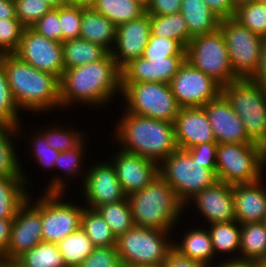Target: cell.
I'll return each instance as SVG.
<instances>
[{
    "instance_id": "a7ac6f4b",
    "label": "cell",
    "mask_w": 266,
    "mask_h": 267,
    "mask_svg": "<svg viewBox=\"0 0 266 267\" xmlns=\"http://www.w3.org/2000/svg\"><path fill=\"white\" fill-rule=\"evenodd\" d=\"M259 267H266V265L259 263Z\"/></svg>"
},
{
    "instance_id": "9a60e30c",
    "label": "cell",
    "mask_w": 266,
    "mask_h": 267,
    "mask_svg": "<svg viewBox=\"0 0 266 267\" xmlns=\"http://www.w3.org/2000/svg\"><path fill=\"white\" fill-rule=\"evenodd\" d=\"M34 192L30 193L27 201L17 211L13 220L7 252L1 258L2 260L17 259L25 251L30 250L43 241L41 193L38 191L36 197Z\"/></svg>"
},
{
    "instance_id": "f5cc1de1",
    "label": "cell",
    "mask_w": 266,
    "mask_h": 267,
    "mask_svg": "<svg viewBox=\"0 0 266 267\" xmlns=\"http://www.w3.org/2000/svg\"><path fill=\"white\" fill-rule=\"evenodd\" d=\"M206 5L221 19L233 18L235 8L230 0H203Z\"/></svg>"
},
{
    "instance_id": "52a82bcc",
    "label": "cell",
    "mask_w": 266,
    "mask_h": 267,
    "mask_svg": "<svg viewBox=\"0 0 266 267\" xmlns=\"http://www.w3.org/2000/svg\"><path fill=\"white\" fill-rule=\"evenodd\" d=\"M173 233L134 226L116 238L123 267H160L173 248Z\"/></svg>"
},
{
    "instance_id": "d4e9b609",
    "label": "cell",
    "mask_w": 266,
    "mask_h": 267,
    "mask_svg": "<svg viewBox=\"0 0 266 267\" xmlns=\"http://www.w3.org/2000/svg\"><path fill=\"white\" fill-rule=\"evenodd\" d=\"M181 237H179V232L177 235L173 233V248L176 249L180 254L189 257L190 259L200 262L206 267H214L218 262L215 258L212 241L208 231L207 226H197L191 227L189 224ZM191 227V229H190ZM177 238V239H176Z\"/></svg>"
},
{
    "instance_id": "4dcf8cb0",
    "label": "cell",
    "mask_w": 266,
    "mask_h": 267,
    "mask_svg": "<svg viewBox=\"0 0 266 267\" xmlns=\"http://www.w3.org/2000/svg\"><path fill=\"white\" fill-rule=\"evenodd\" d=\"M30 193L23 177L0 176V218L14 219Z\"/></svg>"
},
{
    "instance_id": "8fae6325",
    "label": "cell",
    "mask_w": 266,
    "mask_h": 267,
    "mask_svg": "<svg viewBox=\"0 0 266 267\" xmlns=\"http://www.w3.org/2000/svg\"><path fill=\"white\" fill-rule=\"evenodd\" d=\"M71 195L74 196L72 193H41L43 241L57 244L67 235L81 228L85 206L80 199L78 201V198L75 202Z\"/></svg>"
},
{
    "instance_id": "be15d7a7",
    "label": "cell",
    "mask_w": 266,
    "mask_h": 267,
    "mask_svg": "<svg viewBox=\"0 0 266 267\" xmlns=\"http://www.w3.org/2000/svg\"><path fill=\"white\" fill-rule=\"evenodd\" d=\"M137 2H139L142 6H144L145 8H147V6L150 4L151 0H135Z\"/></svg>"
},
{
    "instance_id": "9c48e42d",
    "label": "cell",
    "mask_w": 266,
    "mask_h": 267,
    "mask_svg": "<svg viewBox=\"0 0 266 267\" xmlns=\"http://www.w3.org/2000/svg\"><path fill=\"white\" fill-rule=\"evenodd\" d=\"M159 175L175 190L183 204L218 181L211 169L179 148L159 164Z\"/></svg>"
},
{
    "instance_id": "4fadbf2b",
    "label": "cell",
    "mask_w": 266,
    "mask_h": 267,
    "mask_svg": "<svg viewBox=\"0 0 266 267\" xmlns=\"http://www.w3.org/2000/svg\"><path fill=\"white\" fill-rule=\"evenodd\" d=\"M102 158L103 160L97 159L94 162L88 160L89 165L80 187V196H77L82 197L80 201L82 203L84 201L83 205L90 209H96L107 203H115L127 197L116 176L115 168L105 156Z\"/></svg>"
},
{
    "instance_id": "d6986e66",
    "label": "cell",
    "mask_w": 266,
    "mask_h": 267,
    "mask_svg": "<svg viewBox=\"0 0 266 267\" xmlns=\"http://www.w3.org/2000/svg\"><path fill=\"white\" fill-rule=\"evenodd\" d=\"M89 135L91 134L88 133L87 137H85L76 147L59 153L54 166L55 174H51L53 176L46 180L47 185L45 184V187L43 186L40 192L70 193V188H72L74 184L76 185L78 183L77 180L79 179L80 182L78 184L81 183L79 187L82 186L88 169L86 165H89L86 159V155H89V151H87V149H89L87 142L89 141ZM85 146H87V148ZM84 159L86 160L87 164ZM72 182L73 185H71Z\"/></svg>"
},
{
    "instance_id": "6125c7cd",
    "label": "cell",
    "mask_w": 266,
    "mask_h": 267,
    "mask_svg": "<svg viewBox=\"0 0 266 267\" xmlns=\"http://www.w3.org/2000/svg\"><path fill=\"white\" fill-rule=\"evenodd\" d=\"M230 2L232 3V6L236 9L237 7L243 4L254 2V0H230Z\"/></svg>"
},
{
    "instance_id": "7a4b0ae2",
    "label": "cell",
    "mask_w": 266,
    "mask_h": 267,
    "mask_svg": "<svg viewBox=\"0 0 266 267\" xmlns=\"http://www.w3.org/2000/svg\"><path fill=\"white\" fill-rule=\"evenodd\" d=\"M122 110L121 115L118 114V121H114L115 127L110 130L113 132L109 133L111 145L117 146L118 143L121 150L146 157L158 164L178 149L173 122Z\"/></svg>"
},
{
    "instance_id": "db71d44e",
    "label": "cell",
    "mask_w": 266,
    "mask_h": 267,
    "mask_svg": "<svg viewBox=\"0 0 266 267\" xmlns=\"http://www.w3.org/2000/svg\"><path fill=\"white\" fill-rule=\"evenodd\" d=\"M250 80L260 83L264 88H266V38H263V42L261 45V52L257 65V71L250 78Z\"/></svg>"
},
{
    "instance_id": "603a6c76",
    "label": "cell",
    "mask_w": 266,
    "mask_h": 267,
    "mask_svg": "<svg viewBox=\"0 0 266 267\" xmlns=\"http://www.w3.org/2000/svg\"><path fill=\"white\" fill-rule=\"evenodd\" d=\"M186 57L131 60L122 69V83L161 82L169 84Z\"/></svg>"
},
{
    "instance_id": "44dd1931",
    "label": "cell",
    "mask_w": 266,
    "mask_h": 267,
    "mask_svg": "<svg viewBox=\"0 0 266 267\" xmlns=\"http://www.w3.org/2000/svg\"><path fill=\"white\" fill-rule=\"evenodd\" d=\"M203 108L218 144L252 143L246 135L243 123L222 93Z\"/></svg>"
},
{
    "instance_id": "5b68a950",
    "label": "cell",
    "mask_w": 266,
    "mask_h": 267,
    "mask_svg": "<svg viewBox=\"0 0 266 267\" xmlns=\"http://www.w3.org/2000/svg\"><path fill=\"white\" fill-rule=\"evenodd\" d=\"M222 94L243 123L252 143L266 150V88L250 79L222 86Z\"/></svg>"
},
{
    "instance_id": "f35d334b",
    "label": "cell",
    "mask_w": 266,
    "mask_h": 267,
    "mask_svg": "<svg viewBox=\"0 0 266 267\" xmlns=\"http://www.w3.org/2000/svg\"><path fill=\"white\" fill-rule=\"evenodd\" d=\"M96 210L109 225L116 238L135 226L127 197L115 203L103 204Z\"/></svg>"
},
{
    "instance_id": "8d00e7d4",
    "label": "cell",
    "mask_w": 266,
    "mask_h": 267,
    "mask_svg": "<svg viewBox=\"0 0 266 267\" xmlns=\"http://www.w3.org/2000/svg\"><path fill=\"white\" fill-rule=\"evenodd\" d=\"M57 244L66 267H77L95 248L82 228L67 235Z\"/></svg>"
},
{
    "instance_id": "11a10c76",
    "label": "cell",
    "mask_w": 266,
    "mask_h": 267,
    "mask_svg": "<svg viewBox=\"0 0 266 267\" xmlns=\"http://www.w3.org/2000/svg\"><path fill=\"white\" fill-rule=\"evenodd\" d=\"M14 219H1L0 218V257L2 258L6 252L10 242Z\"/></svg>"
},
{
    "instance_id": "cb8c5ba5",
    "label": "cell",
    "mask_w": 266,
    "mask_h": 267,
    "mask_svg": "<svg viewBox=\"0 0 266 267\" xmlns=\"http://www.w3.org/2000/svg\"><path fill=\"white\" fill-rule=\"evenodd\" d=\"M265 182V183H264ZM236 221L263 222L266 215V177L253 183L232 185Z\"/></svg>"
},
{
    "instance_id": "680465c9",
    "label": "cell",
    "mask_w": 266,
    "mask_h": 267,
    "mask_svg": "<svg viewBox=\"0 0 266 267\" xmlns=\"http://www.w3.org/2000/svg\"><path fill=\"white\" fill-rule=\"evenodd\" d=\"M4 267H28L24 265L18 258L10 260H2Z\"/></svg>"
},
{
    "instance_id": "2644e50d",
    "label": "cell",
    "mask_w": 266,
    "mask_h": 267,
    "mask_svg": "<svg viewBox=\"0 0 266 267\" xmlns=\"http://www.w3.org/2000/svg\"><path fill=\"white\" fill-rule=\"evenodd\" d=\"M135 267H152V266H135Z\"/></svg>"
},
{
    "instance_id": "9f6ffc18",
    "label": "cell",
    "mask_w": 266,
    "mask_h": 267,
    "mask_svg": "<svg viewBox=\"0 0 266 267\" xmlns=\"http://www.w3.org/2000/svg\"><path fill=\"white\" fill-rule=\"evenodd\" d=\"M17 18L14 0H0V19Z\"/></svg>"
},
{
    "instance_id": "8992f818",
    "label": "cell",
    "mask_w": 266,
    "mask_h": 267,
    "mask_svg": "<svg viewBox=\"0 0 266 267\" xmlns=\"http://www.w3.org/2000/svg\"><path fill=\"white\" fill-rule=\"evenodd\" d=\"M216 176L230 185L260 180L266 176V150L255 143L218 144Z\"/></svg>"
},
{
    "instance_id": "7402d4cb",
    "label": "cell",
    "mask_w": 266,
    "mask_h": 267,
    "mask_svg": "<svg viewBox=\"0 0 266 267\" xmlns=\"http://www.w3.org/2000/svg\"><path fill=\"white\" fill-rule=\"evenodd\" d=\"M173 124L179 149L187 150L201 143L216 142L203 107L180 108Z\"/></svg>"
},
{
    "instance_id": "f907efd6",
    "label": "cell",
    "mask_w": 266,
    "mask_h": 267,
    "mask_svg": "<svg viewBox=\"0 0 266 267\" xmlns=\"http://www.w3.org/2000/svg\"><path fill=\"white\" fill-rule=\"evenodd\" d=\"M182 0H151L146 8L149 15H172L181 11Z\"/></svg>"
},
{
    "instance_id": "1f68e13d",
    "label": "cell",
    "mask_w": 266,
    "mask_h": 267,
    "mask_svg": "<svg viewBox=\"0 0 266 267\" xmlns=\"http://www.w3.org/2000/svg\"><path fill=\"white\" fill-rule=\"evenodd\" d=\"M108 51L101 45L91 43L83 38L62 42V56L65 70L102 59Z\"/></svg>"
},
{
    "instance_id": "30bf717a",
    "label": "cell",
    "mask_w": 266,
    "mask_h": 267,
    "mask_svg": "<svg viewBox=\"0 0 266 267\" xmlns=\"http://www.w3.org/2000/svg\"><path fill=\"white\" fill-rule=\"evenodd\" d=\"M186 60L221 86L238 80L220 29L192 38L186 48Z\"/></svg>"
},
{
    "instance_id": "89a4df30",
    "label": "cell",
    "mask_w": 266,
    "mask_h": 267,
    "mask_svg": "<svg viewBox=\"0 0 266 267\" xmlns=\"http://www.w3.org/2000/svg\"><path fill=\"white\" fill-rule=\"evenodd\" d=\"M255 2H262V1H266V0H254Z\"/></svg>"
},
{
    "instance_id": "d6a6232c",
    "label": "cell",
    "mask_w": 266,
    "mask_h": 267,
    "mask_svg": "<svg viewBox=\"0 0 266 267\" xmlns=\"http://www.w3.org/2000/svg\"><path fill=\"white\" fill-rule=\"evenodd\" d=\"M63 124V122H53L48 125L46 123L45 127L43 125L32 126H34V128H36L45 137L48 145L58 152H64L76 147L88 135L87 133L90 132H86L87 128L85 127L83 130H79V128L76 129L73 125L71 127L67 126V122L64 124L66 126Z\"/></svg>"
},
{
    "instance_id": "7dc6e473",
    "label": "cell",
    "mask_w": 266,
    "mask_h": 267,
    "mask_svg": "<svg viewBox=\"0 0 266 267\" xmlns=\"http://www.w3.org/2000/svg\"><path fill=\"white\" fill-rule=\"evenodd\" d=\"M30 28L47 39L62 43V29L59 22V7L51 8Z\"/></svg>"
},
{
    "instance_id": "f546056e",
    "label": "cell",
    "mask_w": 266,
    "mask_h": 267,
    "mask_svg": "<svg viewBox=\"0 0 266 267\" xmlns=\"http://www.w3.org/2000/svg\"><path fill=\"white\" fill-rule=\"evenodd\" d=\"M24 122H21L17 127H18V136L20 138L19 141H21L23 138V141L25 140L24 143H28V154L30 160H32V164L37 163V167L40 168L41 172H49V174L54 173V166H55V162L56 159L58 158V155L60 152L54 150L53 148H51L45 137L34 127L29 129H26L24 131L25 128H27ZM22 129V130H21ZM32 129V130H31ZM27 130H30L27 132ZM33 131V132H32ZM26 132V133H25ZM31 132V133H30ZM28 133V134H27ZM26 136H25V135ZM24 135V136H23ZM28 135V137H27ZM28 139V140H27ZM31 147V148H30ZM52 172V173H50Z\"/></svg>"
},
{
    "instance_id": "3957f363",
    "label": "cell",
    "mask_w": 266,
    "mask_h": 267,
    "mask_svg": "<svg viewBox=\"0 0 266 267\" xmlns=\"http://www.w3.org/2000/svg\"><path fill=\"white\" fill-rule=\"evenodd\" d=\"M0 59L15 102L22 113H34L35 117L39 115L40 119L42 114L48 116L53 111V116L54 110H61L58 77L38 70L13 53L1 54Z\"/></svg>"
},
{
    "instance_id": "7bdbcfd3",
    "label": "cell",
    "mask_w": 266,
    "mask_h": 267,
    "mask_svg": "<svg viewBox=\"0 0 266 267\" xmlns=\"http://www.w3.org/2000/svg\"><path fill=\"white\" fill-rule=\"evenodd\" d=\"M142 57L145 59L186 57V48L179 41L151 34Z\"/></svg>"
},
{
    "instance_id": "94428289",
    "label": "cell",
    "mask_w": 266,
    "mask_h": 267,
    "mask_svg": "<svg viewBox=\"0 0 266 267\" xmlns=\"http://www.w3.org/2000/svg\"><path fill=\"white\" fill-rule=\"evenodd\" d=\"M42 1L50 5L52 8H58L70 4L69 0H42Z\"/></svg>"
},
{
    "instance_id": "b9f144b4",
    "label": "cell",
    "mask_w": 266,
    "mask_h": 267,
    "mask_svg": "<svg viewBox=\"0 0 266 267\" xmlns=\"http://www.w3.org/2000/svg\"><path fill=\"white\" fill-rule=\"evenodd\" d=\"M13 97L2 60L0 59V124L18 126L22 120L23 113Z\"/></svg>"
},
{
    "instance_id": "c3c4849f",
    "label": "cell",
    "mask_w": 266,
    "mask_h": 267,
    "mask_svg": "<svg viewBox=\"0 0 266 267\" xmlns=\"http://www.w3.org/2000/svg\"><path fill=\"white\" fill-rule=\"evenodd\" d=\"M77 267H123L116 246L95 247Z\"/></svg>"
},
{
    "instance_id": "83f0119b",
    "label": "cell",
    "mask_w": 266,
    "mask_h": 267,
    "mask_svg": "<svg viewBox=\"0 0 266 267\" xmlns=\"http://www.w3.org/2000/svg\"><path fill=\"white\" fill-rule=\"evenodd\" d=\"M207 226L215 258L219 261L240 259L241 225L235 220Z\"/></svg>"
},
{
    "instance_id": "ac0fdd59",
    "label": "cell",
    "mask_w": 266,
    "mask_h": 267,
    "mask_svg": "<svg viewBox=\"0 0 266 267\" xmlns=\"http://www.w3.org/2000/svg\"><path fill=\"white\" fill-rule=\"evenodd\" d=\"M108 160L115 168L116 176L126 196L143 190L159 175V164L115 147Z\"/></svg>"
},
{
    "instance_id": "d590c367",
    "label": "cell",
    "mask_w": 266,
    "mask_h": 267,
    "mask_svg": "<svg viewBox=\"0 0 266 267\" xmlns=\"http://www.w3.org/2000/svg\"><path fill=\"white\" fill-rule=\"evenodd\" d=\"M151 34L179 41L185 48L190 42L187 23L181 12L172 15H150Z\"/></svg>"
},
{
    "instance_id": "f1b7e54d",
    "label": "cell",
    "mask_w": 266,
    "mask_h": 267,
    "mask_svg": "<svg viewBox=\"0 0 266 267\" xmlns=\"http://www.w3.org/2000/svg\"><path fill=\"white\" fill-rule=\"evenodd\" d=\"M187 23L190 41L196 36L212 33L219 29V18L203 0H182L180 11Z\"/></svg>"
},
{
    "instance_id": "277c9868",
    "label": "cell",
    "mask_w": 266,
    "mask_h": 267,
    "mask_svg": "<svg viewBox=\"0 0 266 267\" xmlns=\"http://www.w3.org/2000/svg\"><path fill=\"white\" fill-rule=\"evenodd\" d=\"M135 226L174 232L182 223L184 204L158 175L143 190L127 196ZM184 215V216H183ZM180 220V221H179Z\"/></svg>"
},
{
    "instance_id": "03108f58",
    "label": "cell",
    "mask_w": 266,
    "mask_h": 267,
    "mask_svg": "<svg viewBox=\"0 0 266 267\" xmlns=\"http://www.w3.org/2000/svg\"><path fill=\"white\" fill-rule=\"evenodd\" d=\"M261 264L266 265V256H265L264 259L262 260Z\"/></svg>"
},
{
    "instance_id": "836d02e7",
    "label": "cell",
    "mask_w": 266,
    "mask_h": 267,
    "mask_svg": "<svg viewBox=\"0 0 266 267\" xmlns=\"http://www.w3.org/2000/svg\"><path fill=\"white\" fill-rule=\"evenodd\" d=\"M266 256V228L263 222L241 224L240 259L261 263Z\"/></svg>"
},
{
    "instance_id": "7c38bea8",
    "label": "cell",
    "mask_w": 266,
    "mask_h": 267,
    "mask_svg": "<svg viewBox=\"0 0 266 267\" xmlns=\"http://www.w3.org/2000/svg\"><path fill=\"white\" fill-rule=\"evenodd\" d=\"M222 32L233 72L238 79H250L257 71L263 38L235 19H221Z\"/></svg>"
},
{
    "instance_id": "003e7915",
    "label": "cell",
    "mask_w": 266,
    "mask_h": 267,
    "mask_svg": "<svg viewBox=\"0 0 266 267\" xmlns=\"http://www.w3.org/2000/svg\"><path fill=\"white\" fill-rule=\"evenodd\" d=\"M263 224L265 225V228H266V215H265V217L263 219Z\"/></svg>"
},
{
    "instance_id": "e7e4bbea",
    "label": "cell",
    "mask_w": 266,
    "mask_h": 267,
    "mask_svg": "<svg viewBox=\"0 0 266 267\" xmlns=\"http://www.w3.org/2000/svg\"><path fill=\"white\" fill-rule=\"evenodd\" d=\"M261 3L263 5V7H264V10H266V1H262Z\"/></svg>"
},
{
    "instance_id": "816d5d0a",
    "label": "cell",
    "mask_w": 266,
    "mask_h": 267,
    "mask_svg": "<svg viewBox=\"0 0 266 267\" xmlns=\"http://www.w3.org/2000/svg\"><path fill=\"white\" fill-rule=\"evenodd\" d=\"M160 267H206L200 262L194 261L187 256L180 254L172 248Z\"/></svg>"
},
{
    "instance_id": "91938a15",
    "label": "cell",
    "mask_w": 266,
    "mask_h": 267,
    "mask_svg": "<svg viewBox=\"0 0 266 267\" xmlns=\"http://www.w3.org/2000/svg\"><path fill=\"white\" fill-rule=\"evenodd\" d=\"M69 1H70V4L85 7V8L92 7L96 2V0H69Z\"/></svg>"
},
{
    "instance_id": "60d3db41",
    "label": "cell",
    "mask_w": 266,
    "mask_h": 267,
    "mask_svg": "<svg viewBox=\"0 0 266 267\" xmlns=\"http://www.w3.org/2000/svg\"><path fill=\"white\" fill-rule=\"evenodd\" d=\"M233 19L254 34L266 38V10L261 2L254 1L237 7Z\"/></svg>"
},
{
    "instance_id": "bcb514c9",
    "label": "cell",
    "mask_w": 266,
    "mask_h": 267,
    "mask_svg": "<svg viewBox=\"0 0 266 267\" xmlns=\"http://www.w3.org/2000/svg\"><path fill=\"white\" fill-rule=\"evenodd\" d=\"M16 16L25 28H30L52 7L42 0H14Z\"/></svg>"
},
{
    "instance_id": "4316f807",
    "label": "cell",
    "mask_w": 266,
    "mask_h": 267,
    "mask_svg": "<svg viewBox=\"0 0 266 267\" xmlns=\"http://www.w3.org/2000/svg\"><path fill=\"white\" fill-rule=\"evenodd\" d=\"M117 26L92 7H82L80 38L101 45L108 52L115 46Z\"/></svg>"
},
{
    "instance_id": "ffe728a7",
    "label": "cell",
    "mask_w": 266,
    "mask_h": 267,
    "mask_svg": "<svg viewBox=\"0 0 266 267\" xmlns=\"http://www.w3.org/2000/svg\"><path fill=\"white\" fill-rule=\"evenodd\" d=\"M151 35L150 15L117 26L116 41L111 55L122 69L131 60L143 56Z\"/></svg>"
},
{
    "instance_id": "484cf974",
    "label": "cell",
    "mask_w": 266,
    "mask_h": 267,
    "mask_svg": "<svg viewBox=\"0 0 266 267\" xmlns=\"http://www.w3.org/2000/svg\"><path fill=\"white\" fill-rule=\"evenodd\" d=\"M17 137V138H16ZM18 127L10 124H0V176L23 177L26 186L33 191L32 178L21 162L22 154H18ZM15 141V142H14ZM15 143V144H14ZM27 172V173H26Z\"/></svg>"
},
{
    "instance_id": "ab89813d",
    "label": "cell",
    "mask_w": 266,
    "mask_h": 267,
    "mask_svg": "<svg viewBox=\"0 0 266 267\" xmlns=\"http://www.w3.org/2000/svg\"><path fill=\"white\" fill-rule=\"evenodd\" d=\"M18 259L28 267H66L58 244L42 241Z\"/></svg>"
},
{
    "instance_id": "5bb4252c",
    "label": "cell",
    "mask_w": 266,
    "mask_h": 267,
    "mask_svg": "<svg viewBox=\"0 0 266 267\" xmlns=\"http://www.w3.org/2000/svg\"><path fill=\"white\" fill-rule=\"evenodd\" d=\"M180 108L203 107L222 93V86L212 77L185 60L169 82Z\"/></svg>"
},
{
    "instance_id": "6f0895ef",
    "label": "cell",
    "mask_w": 266,
    "mask_h": 267,
    "mask_svg": "<svg viewBox=\"0 0 266 267\" xmlns=\"http://www.w3.org/2000/svg\"><path fill=\"white\" fill-rule=\"evenodd\" d=\"M214 267H259L258 262L241 259L218 261Z\"/></svg>"
},
{
    "instance_id": "ba28073f",
    "label": "cell",
    "mask_w": 266,
    "mask_h": 267,
    "mask_svg": "<svg viewBox=\"0 0 266 267\" xmlns=\"http://www.w3.org/2000/svg\"><path fill=\"white\" fill-rule=\"evenodd\" d=\"M119 108L143 117L174 122L180 107L170 85L161 82L122 83Z\"/></svg>"
},
{
    "instance_id": "ee69618b",
    "label": "cell",
    "mask_w": 266,
    "mask_h": 267,
    "mask_svg": "<svg viewBox=\"0 0 266 267\" xmlns=\"http://www.w3.org/2000/svg\"><path fill=\"white\" fill-rule=\"evenodd\" d=\"M24 28L18 18L0 19V55L17 50Z\"/></svg>"
},
{
    "instance_id": "e575fe53",
    "label": "cell",
    "mask_w": 266,
    "mask_h": 267,
    "mask_svg": "<svg viewBox=\"0 0 266 267\" xmlns=\"http://www.w3.org/2000/svg\"><path fill=\"white\" fill-rule=\"evenodd\" d=\"M92 8L116 26L146 13V8L135 0H96Z\"/></svg>"
},
{
    "instance_id": "e0dca14e",
    "label": "cell",
    "mask_w": 266,
    "mask_h": 267,
    "mask_svg": "<svg viewBox=\"0 0 266 267\" xmlns=\"http://www.w3.org/2000/svg\"><path fill=\"white\" fill-rule=\"evenodd\" d=\"M13 54L38 70L49 72L59 79L65 71L62 43L47 39L31 28H24L21 42Z\"/></svg>"
},
{
    "instance_id": "681fc988",
    "label": "cell",
    "mask_w": 266,
    "mask_h": 267,
    "mask_svg": "<svg viewBox=\"0 0 266 267\" xmlns=\"http://www.w3.org/2000/svg\"><path fill=\"white\" fill-rule=\"evenodd\" d=\"M217 142H206L198 144L186 151L193 160L203 163V166L211 169L216 174Z\"/></svg>"
},
{
    "instance_id": "6da1fadb",
    "label": "cell",
    "mask_w": 266,
    "mask_h": 267,
    "mask_svg": "<svg viewBox=\"0 0 266 267\" xmlns=\"http://www.w3.org/2000/svg\"><path fill=\"white\" fill-rule=\"evenodd\" d=\"M59 84L63 113L67 109H74V106L105 110V107L108 109V106L117 102L115 99L121 97L122 72L111 52H108L96 62L66 69Z\"/></svg>"
},
{
    "instance_id": "f6af8a7d",
    "label": "cell",
    "mask_w": 266,
    "mask_h": 267,
    "mask_svg": "<svg viewBox=\"0 0 266 267\" xmlns=\"http://www.w3.org/2000/svg\"><path fill=\"white\" fill-rule=\"evenodd\" d=\"M82 7L68 4L59 7V22L62 29V42L80 37Z\"/></svg>"
},
{
    "instance_id": "2e32d148",
    "label": "cell",
    "mask_w": 266,
    "mask_h": 267,
    "mask_svg": "<svg viewBox=\"0 0 266 267\" xmlns=\"http://www.w3.org/2000/svg\"><path fill=\"white\" fill-rule=\"evenodd\" d=\"M193 209L199 214L194 218L203 217L200 219L204 220H200L198 224L202 221L204 226L235 221L232 185L218 180L212 186L196 193L184 204V212H193Z\"/></svg>"
},
{
    "instance_id": "74e56055",
    "label": "cell",
    "mask_w": 266,
    "mask_h": 267,
    "mask_svg": "<svg viewBox=\"0 0 266 267\" xmlns=\"http://www.w3.org/2000/svg\"><path fill=\"white\" fill-rule=\"evenodd\" d=\"M81 228L95 247L116 246V236L96 209L84 207Z\"/></svg>"
}]
</instances>
